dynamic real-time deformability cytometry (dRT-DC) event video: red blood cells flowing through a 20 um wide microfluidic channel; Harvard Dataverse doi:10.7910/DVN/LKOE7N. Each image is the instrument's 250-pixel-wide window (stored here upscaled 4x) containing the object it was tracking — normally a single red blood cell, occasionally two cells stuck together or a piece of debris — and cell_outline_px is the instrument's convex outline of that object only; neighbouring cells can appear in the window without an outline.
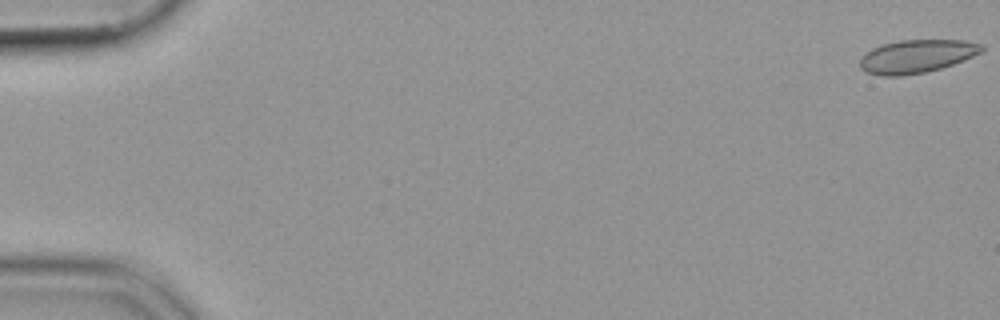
{"species": "common noctule bat (a hibernating species)", "species_latin": "Nyctalus noctula", "temperature_condition": "cold", "stored_images_in_passage": 12, "camera_frame_rate_fps": 3000, "um_per_image_px": 0.085, "animal": {"sex": "female", "body_mass_g": 19.9}, "frame": {"image": 1, "passage_image": 1, "time_ms": 0.0, "image_size_px": [1000, 320], "cell_outline_px": [[984, 48], [980, 52], [964, 60], [940, 68], [924, 72], [904, 76], [880, 76], [864, 72], [860, 68], [860, 56], [864, 52], [880, 44], [900, 40], [964, 40], [984, 44]], "centroid_in_image_um": [77.85, 4.78], "position_along_channel_um": 7.1, "area_um2": 23.81}}